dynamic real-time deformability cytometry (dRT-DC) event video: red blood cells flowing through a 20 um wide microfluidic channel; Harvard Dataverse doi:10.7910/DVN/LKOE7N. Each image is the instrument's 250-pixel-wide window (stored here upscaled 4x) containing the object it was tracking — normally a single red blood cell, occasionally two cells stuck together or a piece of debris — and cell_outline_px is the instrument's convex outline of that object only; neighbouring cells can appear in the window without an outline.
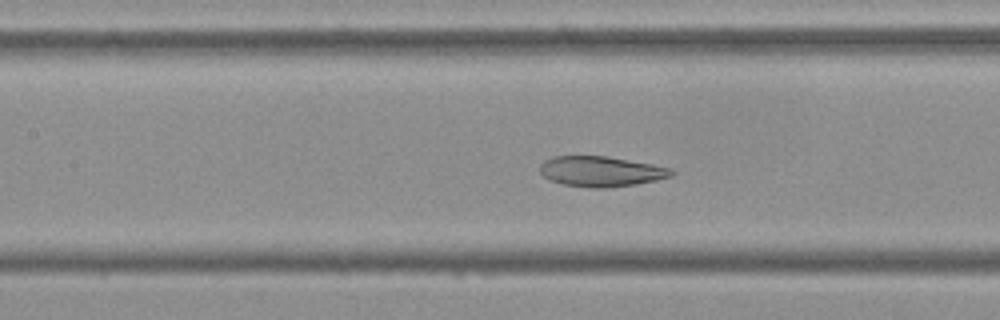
{"species": "Egyptian fruit bat (a non-hibernating species)", "species_latin": "Rousettus aegyptiacus", "temperature_condition": "cold", "stored_images_in_passage": 54, "camera_frame_rate_fps": 3000, "um_per_image_px": 0.085, "frame": {"image": 1, "passage_image": 24, "time_ms": 7.667, "image_size_px": [1000, 320], "cell_outline_px": [[676, 172], [672, 176], [656, 180], [636, 184], [608, 188], [592, 188], [564, 184], [548, 180], [540, 172], [540, 164], [544, 160], [552, 156], [608, 156], [652, 164], [672, 168]], "centroid_in_image_um": [51.09, 14.57], "position_along_channel_um": 156.3, "area_um2": 23.41}}
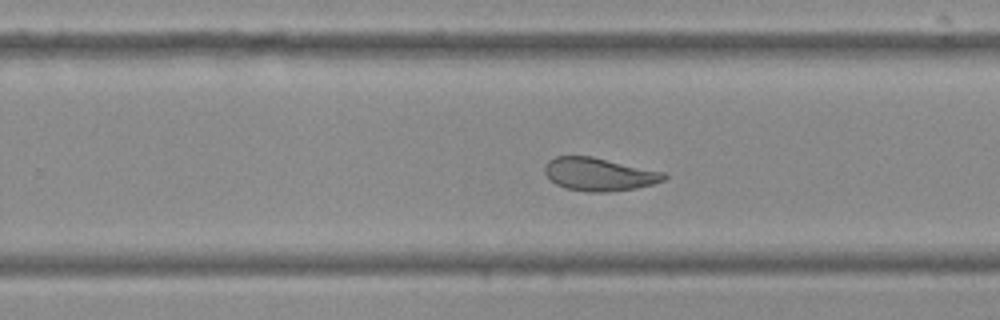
{"frame": {"image": 2, "passage_image": 34, "time_ms": 11.0, "image_size_px": [1000, 320], "cell_outline_px": [[668, 176], [664, 180], [652, 184], [636, 188], [608, 192], [588, 192], [564, 188], [556, 184], [544, 172], [544, 168], [548, 160], [556, 156], [592, 156], [664, 172]], "centroid_in_image_um": [50.92, 14.81], "position_along_channel_um": 278.9, "area_um2": 22.95}}
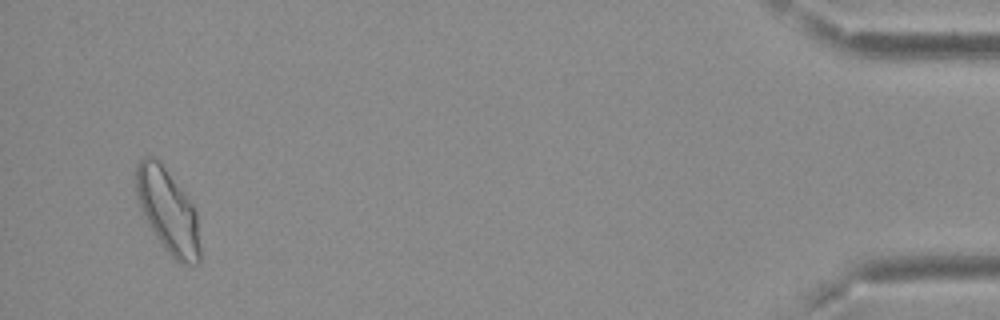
{"frame": {"image": 3, "passage_image": 52, "time_ms": 17.0, "image_size_px": [1000, 320], "cell_outline_px": [[200, 264], [184, 264], [176, 260], [164, 248], [148, 224], [140, 208], [136, 196], [136, 164], [144, 156], [156, 156], [192, 204], [196, 212], [200, 244]], "centroid_in_image_um": [14.26, 17.93], "position_along_channel_um": 420.9, "area_um2": 31.1}, "authors_computed_cell_mechanics": {"area_um2": 26.0678, "velocity_mm_per_s": 3.6853, "shape_relaxation_time_tau1_ms": null, "shape_relaxation_time_tau2_ms": 2.2863, "deformation_change_tau1": null, "deformation_change_tau2": 0.0782}}